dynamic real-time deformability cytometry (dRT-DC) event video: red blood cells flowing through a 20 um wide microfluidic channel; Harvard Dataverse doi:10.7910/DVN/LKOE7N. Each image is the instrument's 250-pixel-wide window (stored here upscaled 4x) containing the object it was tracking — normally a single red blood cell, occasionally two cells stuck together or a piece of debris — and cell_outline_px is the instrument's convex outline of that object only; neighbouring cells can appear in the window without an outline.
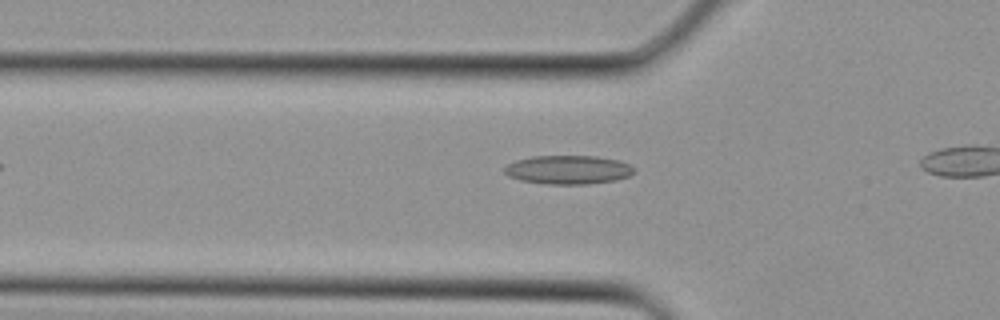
{"species": "Egyptian fruit bat (a non-hibernating species)", "species_latin": "Rousettus aegyptiacus", "temperature_condition": "cold", "stored_images_in_passage": 2, "camera_frame_rate_fps": 3000, "um_per_image_px": 0.085, "animal": {"sex": "female"}, "frame": {"image": 1, "passage_image": 2, "time_ms": 0.333, "image_size_px": [1000, 320], "cell_outline_px": [[636, 172], [628, 176], [616, 180], [588, 184], [548, 184], [520, 180], [508, 176], [504, 172], [504, 168], [508, 164], [516, 160], [532, 156], [596, 156], [620, 160], [636, 168]], "centroid_in_image_um": [48.32, 14.42], "position_along_channel_um": 77.5, "area_um2": 21.85}}